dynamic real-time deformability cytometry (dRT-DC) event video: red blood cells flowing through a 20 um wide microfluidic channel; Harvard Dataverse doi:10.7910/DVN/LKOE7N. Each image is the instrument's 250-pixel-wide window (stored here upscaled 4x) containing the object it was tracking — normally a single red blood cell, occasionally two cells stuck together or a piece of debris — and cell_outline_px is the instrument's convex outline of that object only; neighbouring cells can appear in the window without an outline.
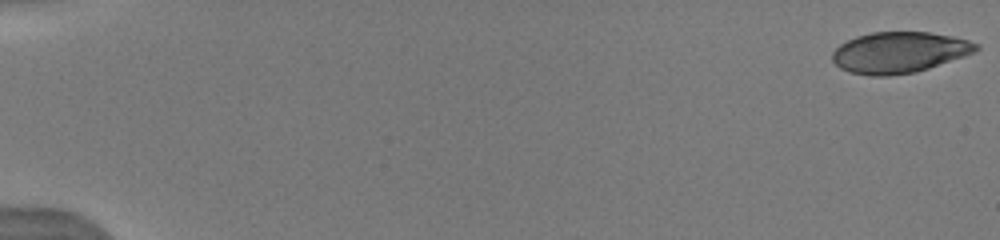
{"species": "human", "species_latin": "Homo sapiens", "temperature_condition": "warm", "stored_images_in_passage": 9, "camera_frame_rate_fps": 3000, "um_per_image_px": 0.085, "donor": {"sex": "male"}, "frame": {"image": 1, "passage_image": 1, "time_ms": 0.0, "image_size_px": [1000, 240], "cell_outline_px": [[980, 48], [976, 52], [916, 72], [888, 76], [872, 76], [848, 72], [840, 68], [832, 60], [832, 52], [840, 44], [856, 36], [872, 32], [928, 32], [952, 36], [968, 40], [980, 44]], "centroid_in_image_um": [76.44, 4.45], "position_along_channel_um": 8.6, "area_um2": 34.45}}
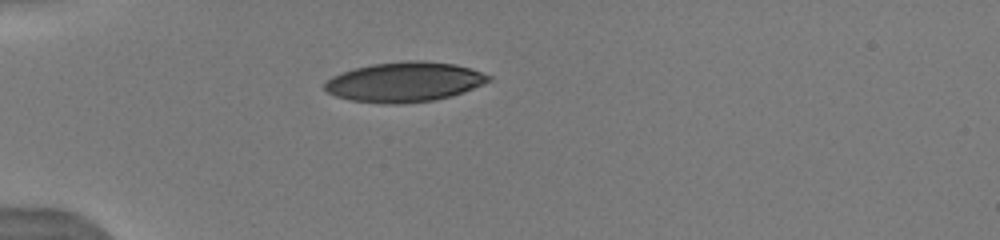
{"frame": {"image": 2, "passage_image": 6, "time_ms": 5.0, "image_size_px": [1000, 240], "cell_outline_px": [[492, 80], [464, 92], [452, 96], [432, 100], [400, 104], [388, 104], [352, 100], [336, 96], [328, 92], [324, 88], [324, 84], [332, 76], [352, 68], [372, 64], [404, 60], [424, 60], [456, 64], [472, 68], [492, 76]], "centroid_in_image_um": [34.41, 6.95], "position_along_channel_um": 50.6, "area_um2": 38.26}}